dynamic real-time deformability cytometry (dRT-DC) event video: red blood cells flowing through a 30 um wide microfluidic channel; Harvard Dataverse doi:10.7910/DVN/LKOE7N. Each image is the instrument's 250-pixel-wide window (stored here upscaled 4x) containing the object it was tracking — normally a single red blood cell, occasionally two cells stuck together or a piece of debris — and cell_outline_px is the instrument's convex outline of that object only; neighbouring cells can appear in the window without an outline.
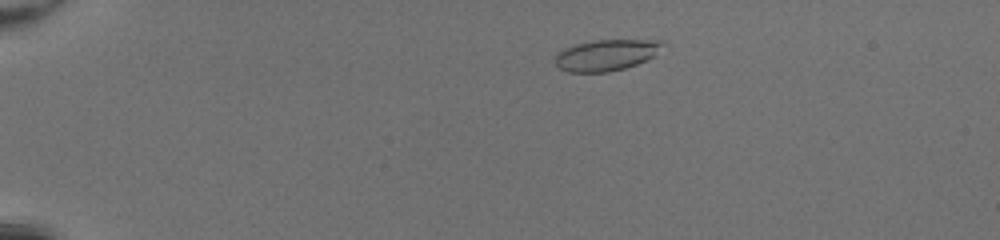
{"species": "common noctule bat (a hibernating species)", "species_latin": "Nyctalus noctula", "temperature_condition": "room temperature", "stored_images_in_passage": 46, "camera_frame_rate_fps": 3000, "um_per_image_px": 0.085, "animal": {"sex": "female", "body_mass_g": 20.0, "forearm_length_mm": 54.0}, "frame": {"image": 1, "passage_image": 7, "time_ms": 2.0, "image_size_px": [1000, 240], "cell_outline_px": [[668, 44], [656, 56], [648, 60], [624, 68], [608, 72], [568, 72], [560, 68], [556, 64], [556, 56], [564, 48], [572, 44], [592, 40], [664, 40]], "centroid_in_image_um": [51.62, 4.66], "position_along_channel_um": 33.4, "area_um2": 19.88}}
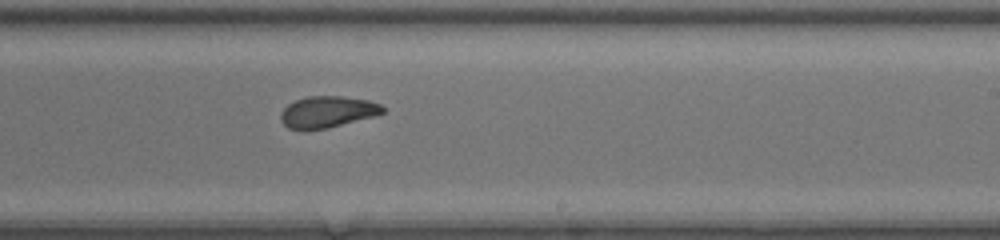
{"frame": {"image": 2, "passage_image": 29, "time_ms": 9.333, "image_size_px": [1000, 240], "cell_outline_px": [[384, 112], [376, 116], [328, 128], [304, 132], [288, 128], [280, 120], [280, 112], [288, 104], [296, 100], [308, 96], [344, 96], [368, 100], [380, 104], [384, 108]], "centroid_in_image_um": [27.8, 9.54], "position_along_channel_um": 261.2, "area_um2": 19.13}}
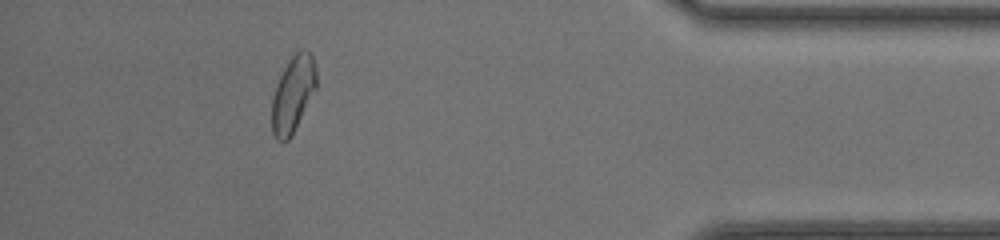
{"frame": {"image": 3, "passage_image": 42, "time_ms": 13.667, "image_size_px": [1000, 240], "cell_outline_px": [[316, 88], [288, 140], [276, 140], [272, 132], [272, 96], [276, 84], [288, 60], [300, 48], [304, 48], [312, 56], [316, 64]], "centroid_in_image_um": [24.89, 7.94], "position_along_channel_um": 410.3, "area_um2": 19.48}, "authors_computed_cell_mechanics": {"area_um2": 19.5942, "velocity_mm_per_s": 4.2913, "shape_relaxation_time_tau1_ms": 6.1479, "shape_relaxation_time_tau2_ms": 1.4518, "deformation_change_tau1": 0.1691, "deformation_change_tau2": 0.0609}}